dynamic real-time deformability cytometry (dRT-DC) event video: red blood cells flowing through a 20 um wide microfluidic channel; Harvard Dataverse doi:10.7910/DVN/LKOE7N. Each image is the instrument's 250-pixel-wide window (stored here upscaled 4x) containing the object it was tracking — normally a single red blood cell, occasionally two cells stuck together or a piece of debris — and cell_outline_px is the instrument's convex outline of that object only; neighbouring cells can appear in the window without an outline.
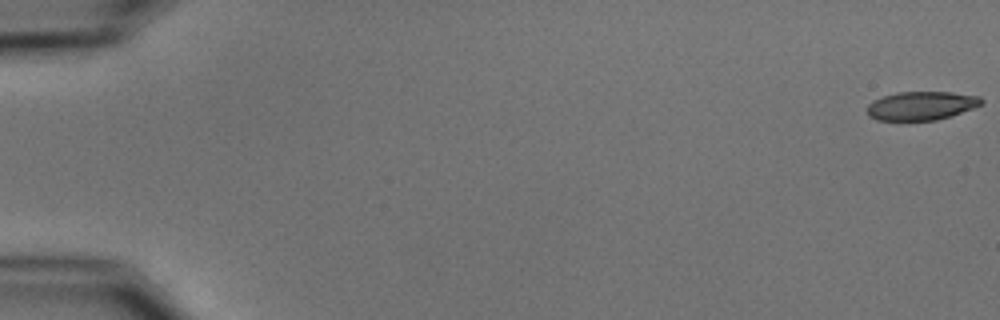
{"species": "common noctule bat (a hibernating species)", "species_latin": "Nyctalus noctula", "temperature_condition": "cold", "stored_images_in_passage": 51, "camera_frame_rate_fps": 3000, "um_per_image_px": 0.085, "animal": {"sex": "male", "body_mass_g": 15.6}, "frame": {"image": 1, "passage_image": 1, "time_ms": 0.0, "image_size_px": [1000, 320], "cell_outline_px": [[984, 104], [936, 120], [876, 120], [868, 116], [868, 104], [872, 100], [896, 92], [952, 92], [980, 96], [984, 100]], "centroid_in_image_um": [78.31, 8.97], "position_along_channel_um": 6.7, "area_um2": 19.02}}
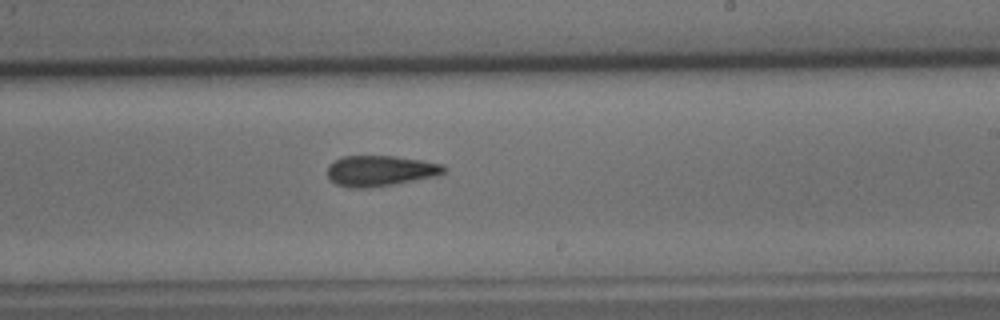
{"frame": {"image": 2, "passage_image": 34, "time_ms": 11.0, "image_size_px": [1000, 320], "cell_outline_px": [[448, 168], [444, 172], [436, 176], [392, 184], [368, 188], [348, 188], [336, 184], [328, 176], [328, 164], [344, 156], [396, 156], [424, 160], [444, 164]], "centroid_in_image_um": [32.35, 14.51], "position_along_channel_um": 256.7, "area_um2": 20.87}}
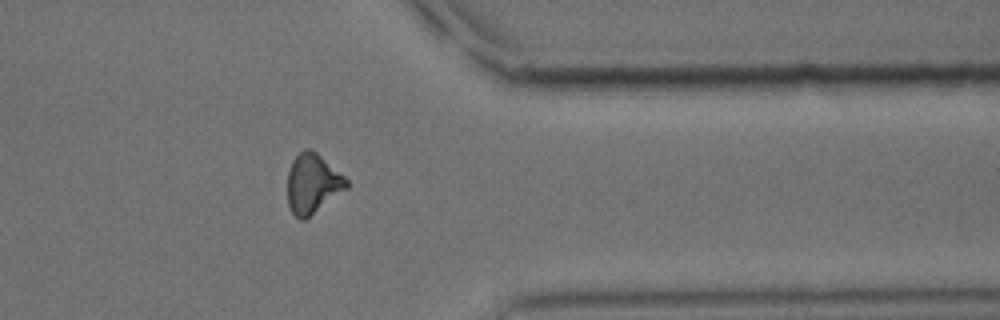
{"frame": {"image": 3, "passage_image": 45, "time_ms": 14.667, "image_size_px": [1000, 320], "cell_outline_px": [[348, 188], [304, 220], [300, 220], [292, 212], [288, 204], [288, 172], [292, 160], [304, 148], [308, 148], [316, 152], [344, 176], [348, 180]], "centroid_in_image_um": [26.57, 15.6], "position_along_channel_um": 384.8, "area_um2": 20.29}, "authors_computed_cell_mechanics": {"area_um2": 20.6924, "velocity_mm_per_s": 3.7275, "shape_relaxation_time_tau1_ms": 9.9229, "shape_relaxation_time_tau2_ms": 4.8168, "deformation_change_tau1": 0.2104, "deformation_change_tau2": 0.1336}}